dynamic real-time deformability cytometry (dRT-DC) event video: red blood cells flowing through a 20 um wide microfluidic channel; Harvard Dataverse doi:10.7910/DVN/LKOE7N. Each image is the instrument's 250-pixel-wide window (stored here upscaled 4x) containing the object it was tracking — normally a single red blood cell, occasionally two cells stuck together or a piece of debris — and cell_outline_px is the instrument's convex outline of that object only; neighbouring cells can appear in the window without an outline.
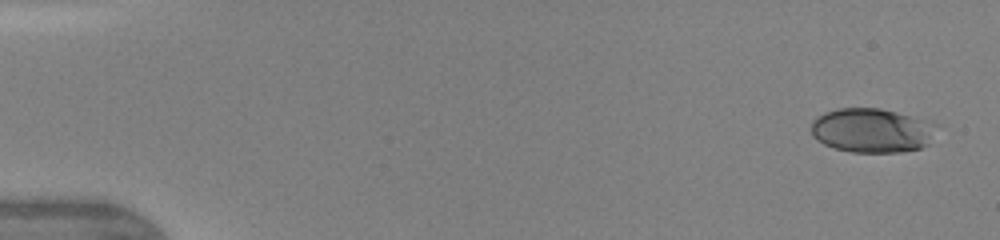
{"species": "human", "species_latin": "Homo sapiens", "temperature_condition": "warm", "stored_images_in_passage": 19, "camera_frame_rate_fps": 3000, "um_per_image_px": 0.085, "donor": {"sex": "female"}, "frame": {"image": 1, "passage_image": 1, "time_ms": 0.0, "image_size_px": [1000, 240], "cell_outline_px": [[940, 124], [928, 144], [920, 148], [900, 152], [852, 152], [832, 148], [816, 140], [812, 136], [812, 120], [816, 116], [824, 112], [836, 108], [880, 108], [932, 120]], "centroid_in_image_um": [74.14, 11.07], "position_along_channel_um": 10.9, "area_um2": 33.0}}
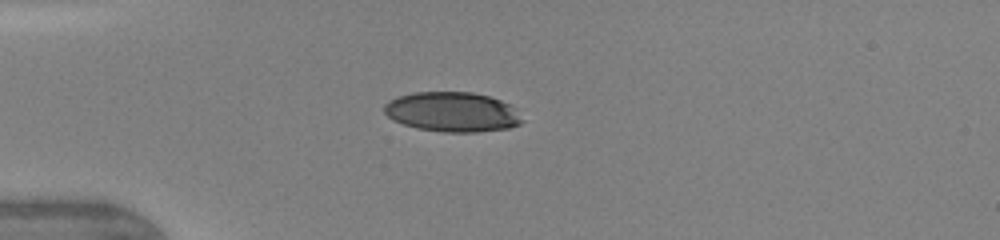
{"frame": {"image": 2, "passage_image": 7, "time_ms": 3.667, "image_size_px": [1000, 240], "cell_outline_px": [[524, 120], [520, 124], [508, 128], [480, 132], [444, 132], [416, 128], [392, 120], [384, 112], [384, 104], [388, 100], [400, 96], [416, 92], [472, 92], [488, 96], [500, 100], [516, 108]], "centroid_in_image_um": [38.46, 9.52], "position_along_channel_um": 46.5, "area_um2": 32.08}}